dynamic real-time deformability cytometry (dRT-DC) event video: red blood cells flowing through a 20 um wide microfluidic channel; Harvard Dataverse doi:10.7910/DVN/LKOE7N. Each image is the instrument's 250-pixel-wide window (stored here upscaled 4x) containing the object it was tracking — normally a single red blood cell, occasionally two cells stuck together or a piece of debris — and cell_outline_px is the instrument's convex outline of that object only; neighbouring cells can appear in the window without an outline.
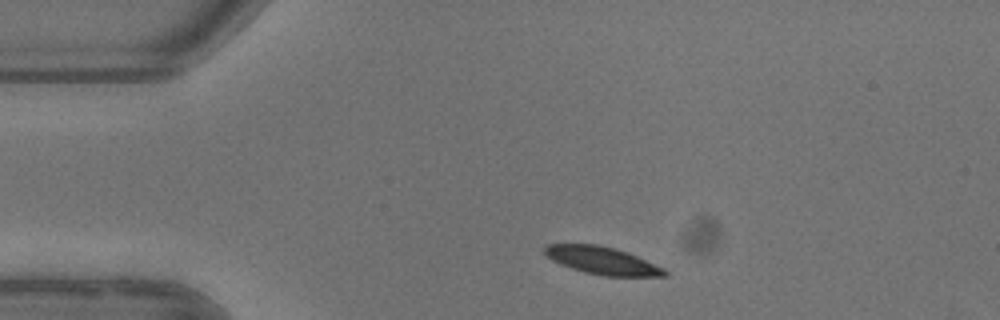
{"species": "common noctule bat (a hibernating species)", "species_latin": "Nyctalus noctula", "temperature_condition": "warm", "stored_images_in_passage": 2, "camera_frame_rate_fps": 3000, "um_per_image_px": 0.085, "animal": {"sex": "female"}, "frame": {"image": 1, "passage_image": 1, "time_ms": 0.0, "image_size_px": [1000, 320], "cell_outline_px": [[668, 276], [604, 276], [584, 272], [560, 264], [544, 256], [544, 244], [600, 244], [616, 248], [628, 252], [664, 268], [668, 272]], "centroid_in_image_um": [51.17, 22.13], "position_along_channel_um": 33.8, "area_um2": 19.48}}